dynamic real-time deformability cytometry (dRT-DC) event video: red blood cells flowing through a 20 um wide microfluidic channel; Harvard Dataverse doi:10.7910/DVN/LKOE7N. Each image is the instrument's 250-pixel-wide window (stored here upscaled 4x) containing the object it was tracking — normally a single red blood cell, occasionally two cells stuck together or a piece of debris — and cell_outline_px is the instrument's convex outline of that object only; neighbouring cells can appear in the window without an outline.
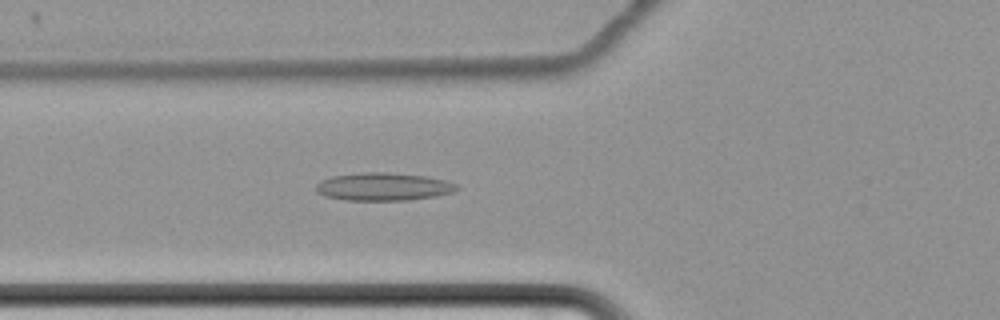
{"species": "common noctule bat (a hibernating species)", "species_latin": "Nyctalus noctula", "temperature_condition": "cold", "stored_images_in_passage": 64, "camera_frame_rate_fps": 3000, "um_per_image_px": 0.085, "animal": {"sex": "female", "body_mass_g": 22.7, "forearm_length_mm": 54.2}, "frame": {"image": 1, "passage_image": 27, "time_ms": 8.667, "image_size_px": [1000, 320], "cell_outline_px": [[460, 188], [452, 192], [436, 196], [408, 200], [344, 200], [324, 196], [316, 192], [316, 184], [320, 180], [332, 176], [360, 172], [388, 172], [428, 176], [444, 180], [456, 184]], "centroid_in_image_um": [32.56, 15.86], "position_along_channel_um": 93.2, "area_um2": 23.06}}
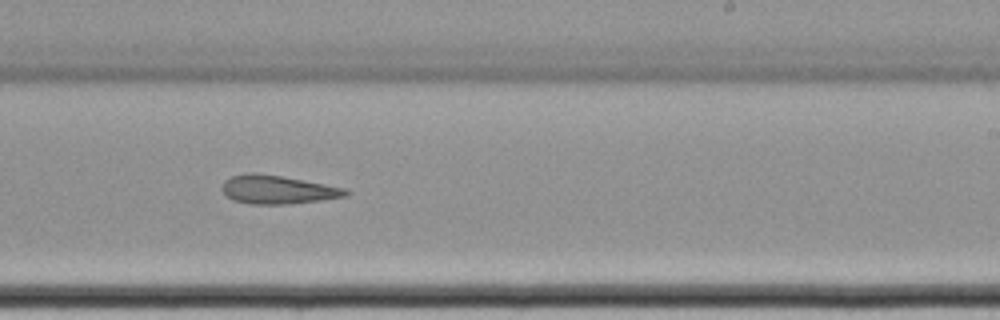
{"frame": {"image": 2, "passage_image": 42, "time_ms": 13.667, "image_size_px": [1000, 320], "cell_outline_px": [[348, 196], [320, 200], [288, 204], [248, 204], [232, 200], [220, 188], [224, 180], [232, 176], [248, 172], [256, 172], [280, 176], [324, 184], [344, 188], [348, 192]], "centroid_in_image_um": [23.54, 16.12], "position_along_channel_um": 265.5, "area_um2": 20.46}}
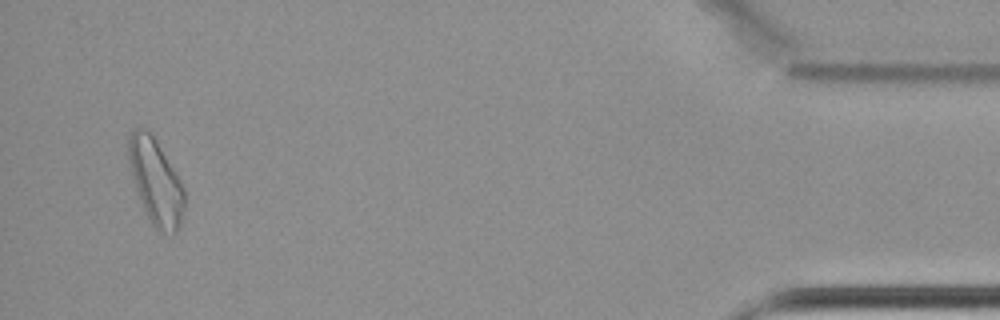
{"frame": {"image": 3, "passage_image": 62, "time_ms": 20.333, "image_size_px": [1000, 320], "cell_outline_px": [[184, 212], [180, 224], [176, 232], [156, 232], [140, 200], [132, 176], [128, 160], [128, 136], [136, 128], [144, 128], [152, 132], [184, 188]], "centroid_in_image_um": [13.23, 15.43], "position_along_channel_um": 422.0, "area_um2": 27.57}, "authors_computed_cell_mechanics": {"area_um2": 23.4379, "velocity_mm_per_s": 3.4435, "shape_relaxation_time_tau1_ms": null, "shape_relaxation_time_tau2_ms": 6.6613, "deformation_change_tau1": null, "deformation_change_tau2": 0.1658}}